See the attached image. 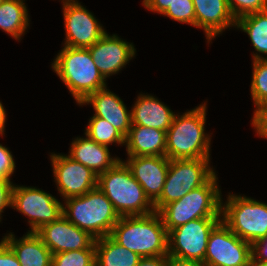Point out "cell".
<instances>
[{
    "mask_svg": "<svg viewBox=\"0 0 267 266\" xmlns=\"http://www.w3.org/2000/svg\"><path fill=\"white\" fill-rule=\"evenodd\" d=\"M24 0H4L0 4V29L14 39H21L29 26L27 7Z\"/></svg>",
    "mask_w": 267,
    "mask_h": 266,
    "instance_id": "24",
    "label": "cell"
},
{
    "mask_svg": "<svg viewBox=\"0 0 267 266\" xmlns=\"http://www.w3.org/2000/svg\"><path fill=\"white\" fill-rule=\"evenodd\" d=\"M267 261V235L251 243V264L258 266Z\"/></svg>",
    "mask_w": 267,
    "mask_h": 266,
    "instance_id": "32",
    "label": "cell"
},
{
    "mask_svg": "<svg viewBox=\"0 0 267 266\" xmlns=\"http://www.w3.org/2000/svg\"><path fill=\"white\" fill-rule=\"evenodd\" d=\"M236 26L249 35L255 50L259 52L253 54V60L267 59V56L260 55H267V10L239 18Z\"/></svg>",
    "mask_w": 267,
    "mask_h": 266,
    "instance_id": "25",
    "label": "cell"
},
{
    "mask_svg": "<svg viewBox=\"0 0 267 266\" xmlns=\"http://www.w3.org/2000/svg\"><path fill=\"white\" fill-rule=\"evenodd\" d=\"M221 218H198L168 233V256L204 261L208 238Z\"/></svg>",
    "mask_w": 267,
    "mask_h": 266,
    "instance_id": "9",
    "label": "cell"
},
{
    "mask_svg": "<svg viewBox=\"0 0 267 266\" xmlns=\"http://www.w3.org/2000/svg\"><path fill=\"white\" fill-rule=\"evenodd\" d=\"M175 0H143L142 4L148 10L163 14Z\"/></svg>",
    "mask_w": 267,
    "mask_h": 266,
    "instance_id": "36",
    "label": "cell"
},
{
    "mask_svg": "<svg viewBox=\"0 0 267 266\" xmlns=\"http://www.w3.org/2000/svg\"><path fill=\"white\" fill-rule=\"evenodd\" d=\"M256 133L267 139V120L256 130Z\"/></svg>",
    "mask_w": 267,
    "mask_h": 266,
    "instance_id": "40",
    "label": "cell"
},
{
    "mask_svg": "<svg viewBox=\"0 0 267 266\" xmlns=\"http://www.w3.org/2000/svg\"><path fill=\"white\" fill-rule=\"evenodd\" d=\"M13 186L14 184L10 180L0 178V221L5 207H11Z\"/></svg>",
    "mask_w": 267,
    "mask_h": 266,
    "instance_id": "33",
    "label": "cell"
},
{
    "mask_svg": "<svg viewBox=\"0 0 267 266\" xmlns=\"http://www.w3.org/2000/svg\"><path fill=\"white\" fill-rule=\"evenodd\" d=\"M0 266H20L16 254L3 240L0 242Z\"/></svg>",
    "mask_w": 267,
    "mask_h": 266,
    "instance_id": "34",
    "label": "cell"
},
{
    "mask_svg": "<svg viewBox=\"0 0 267 266\" xmlns=\"http://www.w3.org/2000/svg\"><path fill=\"white\" fill-rule=\"evenodd\" d=\"M206 103L176 115L166 131V157L176 159H210V136L205 133Z\"/></svg>",
    "mask_w": 267,
    "mask_h": 266,
    "instance_id": "2",
    "label": "cell"
},
{
    "mask_svg": "<svg viewBox=\"0 0 267 266\" xmlns=\"http://www.w3.org/2000/svg\"><path fill=\"white\" fill-rule=\"evenodd\" d=\"M227 198V202L222 203L221 221L250 244L264 238L267 235V204L234 194Z\"/></svg>",
    "mask_w": 267,
    "mask_h": 266,
    "instance_id": "7",
    "label": "cell"
},
{
    "mask_svg": "<svg viewBox=\"0 0 267 266\" xmlns=\"http://www.w3.org/2000/svg\"><path fill=\"white\" fill-rule=\"evenodd\" d=\"M54 72L67 86L77 104L106 87V79L95 65L88 48L64 46L52 63Z\"/></svg>",
    "mask_w": 267,
    "mask_h": 266,
    "instance_id": "3",
    "label": "cell"
},
{
    "mask_svg": "<svg viewBox=\"0 0 267 266\" xmlns=\"http://www.w3.org/2000/svg\"><path fill=\"white\" fill-rule=\"evenodd\" d=\"M16 254L20 266H51V251L35 232H28L23 238L15 239L10 233L2 239Z\"/></svg>",
    "mask_w": 267,
    "mask_h": 266,
    "instance_id": "22",
    "label": "cell"
},
{
    "mask_svg": "<svg viewBox=\"0 0 267 266\" xmlns=\"http://www.w3.org/2000/svg\"><path fill=\"white\" fill-rule=\"evenodd\" d=\"M141 257L118 244L110 235L95 239V266H137Z\"/></svg>",
    "mask_w": 267,
    "mask_h": 266,
    "instance_id": "23",
    "label": "cell"
},
{
    "mask_svg": "<svg viewBox=\"0 0 267 266\" xmlns=\"http://www.w3.org/2000/svg\"><path fill=\"white\" fill-rule=\"evenodd\" d=\"M250 91L255 106L267 97V59L253 60Z\"/></svg>",
    "mask_w": 267,
    "mask_h": 266,
    "instance_id": "28",
    "label": "cell"
},
{
    "mask_svg": "<svg viewBox=\"0 0 267 266\" xmlns=\"http://www.w3.org/2000/svg\"><path fill=\"white\" fill-rule=\"evenodd\" d=\"M209 159L170 160L160 198L154 203L155 211L184 197L188 192L204 185L214 174Z\"/></svg>",
    "mask_w": 267,
    "mask_h": 266,
    "instance_id": "8",
    "label": "cell"
},
{
    "mask_svg": "<svg viewBox=\"0 0 267 266\" xmlns=\"http://www.w3.org/2000/svg\"><path fill=\"white\" fill-rule=\"evenodd\" d=\"M5 121H6V111L0 102V135L4 134L5 130Z\"/></svg>",
    "mask_w": 267,
    "mask_h": 266,
    "instance_id": "39",
    "label": "cell"
},
{
    "mask_svg": "<svg viewBox=\"0 0 267 266\" xmlns=\"http://www.w3.org/2000/svg\"><path fill=\"white\" fill-rule=\"evenodd\" d=\"M214 174L204 185L179 200L163 206L158 214L169 233L172 229L198 218H221L222 199Z\"/></svg>",
    "mask_w": 267,
    "mask_h": 266,
    "instance_id": "5",
    "label": "cell"
},
{
    "mask_svg": "<svg viewBox=\"0 0 267 266\" xmlns=\"http://www.w3.org/2000/svg\"><path fill=\"white\" fill-rule=\"evenodd\" d=\"M89 103L95 110L94 116L108 121L125 137L128 135L132 126L131 111L127 110L126 105H124L118 95L107 90V87H104L90 94L79 105Z\"/></svg>",
    "mask_w": 267,
    "mask_h": 266,
    "instance_id": "18",
    "label": "cell"
},
{
    "mask_svg": "<svg viewBox=\"0 0 267 266\" xmlns=\"http://www.w3.org/2000/svg\"><path fill=\"white\" fill-rule=\"evenodd\" d=\"M52 254L89 249L95 238L71 223L63 214L35 232Z\"/></svg>",
    "mask_w": 267,
    "mask_h": 266,
    "instance_id": "14",
    "label": "cell"
},
{
    "mask_svg": "<svg viewBox=\"0 0 267 266\" xmlns=\"http://www.w3.org/2000/svg\"><path fill=\"white\" fill-rule=\"evenodd\" d=\"M76 138L71 144L70 154L73 160L91 169L96 175L114 167L121 159L110 155L108 146L98 144L87 135Z\"/></svg>",
    "mask_w": 267,
    "mask_h": 266,
    "instance_id": "19",
    "label": "cell"
},
{
    "mask_svg": "<svg viewBox=\"0 0 267 266\" xmlns=\"http://www.w3.org/2000/svg\"><path fill=\"white\" fill-rule=\"evenodd\" d=\"M85 135L104 146H108L112 143H117L118 145H124L125 143V136L122 133L108 121L97 116L90 118Z\"/></svg>",
    "mask_w": 267,
    "mask_h": 266,
    "instance_id": "26",
    "label": "cell"
},
{
    "mask_svg": "<svg viewBox=\"0 0 267 266\" xmlns=\"http://www.w3.org/2000/svg\"><path fill=\"white\" fill-rule=\"evenodd\" d=\"M166 140L163 130L132 125L125 137L128 157L166 156Z\"/></svg>",
    "mask_w": 267,
    "mask_h": 266,
    "instance_id": "21",
    "label": "cell"
},
{
    "mask_svg": "<svg viewBox=\"0 0 267 266\" xmlns=\"http://www.w3.org/2000/svg\"><path fill=\"white\" fill-rule=\"evenodd\" d=\"M203 263L206 266H252L251 244L220 221L210 232Z\"/></svg>",
    "mask_w": 267,
    "mask_h": 266,
    "instance_id": "10",
    "label": "cell"
},
{
    "mask_svg": "<svg viewBox=\"0 0 267 266\" xmlns=\"http://www.w3.org/2000/svg\"><path fill=\"white\" fill-rule=\"evenodd\" d=\"M88 49L95 65L105 79L118 73L136 53L132 43L129 44L117 35L111 36L107 32Z\"/></svg>",
    "mask_w": 267,
    "mask_h": 266,
    "instance_id": "16",
    "label": "cell"
},
{
    "mask_svg": "<svg viewBox=\"0 0 267 266\" xmlns=\"http://www.w3.org/2000/svg\"><path fill=\"white\" fill-rule=\"evenodd\" d=\"M258 266H267V261L260 263Z\"/></svg>",
    "mask_w": 267,
    "mask_h": 266,
    "instance_id": "42",
    "label": "cell"
},
{
    "mask_svg": "<svg viewBox=\"0 0 267 266\" xmlns=\"http://www.w3.org/2000/svg\"><path fill=\"white\" fill-rule=\"evenodd\" d=\"M170 160L166 156H133L124 163L154 204L165 184Z\"/></svg>",
    "mask_w": 267,
    "mask_h": 266,
    "instance_id": "15",
    "label": "cell"
},
{
    "mask_svg": "<svg viewBox=\"0 0 267 266\" xmlns=\"http://www.w3.org/2000/svg\"><path fill=\"white\" fill-rule=\"evenodd\" d=\"M131 110L132 125L167 131L175 114L152 95L140 94Z\"/></svg>",
    "mask_w": 267,
    "mask_h": 266,
    "instance_id": "20",
    "label": "cell"
},
{
    "mask_svg": "<svg viewBox=\"0 0 267 266\" xmlns=\"http://www.w3.org/2000/svg\"><path fill=\"white\" fill-rule=\"evenodd\" d=\"M227 2L235 20L267 10V0H227Z\"/></svg>",
    "mask_w": 267,
    "mask_h": 266,
    "instance_id": "30",
    "label": "cell"
},
{
    "mask_svg": "<svg viewBox=\"0 0 267 266\" xmlns=\"http://www.w3.org/2000/svg\"><path fill=\"white\" fill-rule=\"evenodd\" d=\"M15 161L6 146L0 144V178L11 180L10 177L15 170Z\"/></svg>",
    "mask_w": 267,
    "mask_h": 266,
    "instance_id": "31",
    "label": "cell"
},
{
    "mask_svg": "<svg viewBox=\"0 0 267 266\" xmlns=\"http://www.w3.org/2000/svg\"><path fill=\"white\" fill-rule=\"evenodd\" d=\"M77 0H62L63 3H67V2H75Z\"/></svg>",
    "mask_w": 267,
    "mask_h": 266,
    "instance_id": "41",
    "label": "cell"
},
{
    "mask_svg": "<svg viewBox=\"0 0 267 266\" xmlns=\"http://www.w3.org/2000/svg\"><path fill=\"white\" fill-rule=\"evenodd\" d=\"M53 174L64 199L79 197L97 187L98 175L67 155L51 154Z\"/></svg>",
    "mask_w": 267,
    "mask_h": 266,
    "instance_id": "12",
    "label": "cell"
},
{
    "mask_svg": "<svg viewBox=\"0 0 267 266\" xmlns=\"http://www.w3.org/2000/svg\"><path fill=\"white\" fill-rule=\"evenodd\" d=\"M63 15L66 29L64 46L88 48L106 33L93 14L78 1L63 3Z\"/></svg>",
    "mask_w": 267,
    "mask_h": 266,
    "instance_id": "13",
    "label": "cell"
},
{
    "mask_svg": "<svg viewBox=\"0 0 267 266\" xmlns=\"http://www.w3.org/2000/svg\"><path fill=\"white\" fill-rule=\"evenodd\" d=\"M97 187L112 202L120 217L148 215L155 211L154 204L122 160L98 175Z\"/></svg>",
    "mask_w": 267,
    "mask_h": 266,
    "instance_id": "4",
    "label": "cell"
},
{
    "mask_svg": "<svg viewBox=\"0 0 267 266\" xmlns=\"http://www.w3.org/2000/svg\"><path fill=\"white\" fill-rule=\"evenodd\" d=\"M95 243L89 249L53 254L51 266H95Z\"/></svg>",
    "mask_w": 267,
    "mask_h": 266,
    "instance_id": "27",
    "label": "cell"
},
{
    "mask_svg": "<svg viewBox=\"0 0 267 266\" xmlns=\"http://www.w3.org/2000/svg\"><path fill=\"white\" fill-rule=\"evenodd\" d=\"M162 15L174 21L195 26V10L192 0H175Z\"/></svg>",
    "mask_w": 267,
    "mask_h": 266,
    "instance_id": "29",
    "label": "cell"
},
{
    "mask_svg": "<svg viewBox=\"0 0 267 266\" xmlns=\"http://www.w3.org/2000/svg\"><path fill=\"white\" fill-rule=\"evenodd\" d=\"M11 207L29 217L31 230L28 232H36L63 214V204L60 201L35 187L14 185Z\"/></svg>",
    "mask_w": 267,
    "mask_h": 266,
    "instance_id": "11",
    "label": "cell"
},
{
    "mask_svg": "<svg viewBox=\"0 0 267 266\" xmlns=\"http://www.w3.org/2000/svg\"><path fill=\"white\" fill-rule=\"evenodd\" d=\"M65 204L63 215L95 239L110 235L120 218L112 202L98 187L82 196L65 199Z\"/></svg>",
    "mask_w": 267,
    "mask_h": 266,
    "instance_id": "6",
    "label": "cell"
},
{
    "mask_svg": "<svg viewBox=\"0 0 267 266\" xmlns=\"http://www.w3.org/2000/svg\"><path fill=\"white\" fill-rule=\"evenodd\" d=\"M267 120V97L257 106L253 115L252 125L257 130Z\"/></svg>",
    "mask_w": 267,
    "mask_h": 266,
    "instance_id": "35",
    "label": "cell"
},
{
    "mask_svg": "<svg viewBox=\"0 0 267 266\" xmlns=\"http://www.w3.org/2000/svg\"><path fill=\"white\" fill-rule=\"evenodd\" d=\"M110 236L140 257L168 255V232L157 211L120 217Z\"/></svg>",
    "mask_w": 267,
    "mask_h": 266,
    "instance_id": "1",
    "label": "cell"
},
{
    "mask_svg": "<svg viewBox=\"0 0 267 266\" xmlns=\"http://www.w3.org/2000/svg\"><path fill=\"white\" fill-rule=\"evenodd\" d=\"M167 266H206L203 262L197 260L181 259L168 256Z\"/></svg>",
    "mask_w": 267,
    "mask_h": 266,
    "instance_id": "38",
    "label": "cell"
},
{
    "mask_svg": "<svg viewBox=\"0 0 267 266\" xmlns=\"http://www.w3.org/2000/svg\"><path fill=\"white\" fill-rule=\"evenodd\" d=\"M168 255L141 257L137 266H167Z\"/></svg>",
    "mask_w": 267,
    "mask_h": 266,
    "instance_id": "37",
    "label": "cell"
},
{
    "mask_svg": "<svg viewBox=\"0 0 267 266\" xmlns=\"http://www.w3.org/2000/svg\"><path fill=\"white\" fill-rule=\"evenodd\" d=\"M192 1L195 10V27L203 28L208 42L228 27H236V20L227 0Z\"/></svg>",
    "mask_w": 267,
    "mask_h": 266,
    "instance_id": "17",
    "label": "cell"
}]
</instances>
